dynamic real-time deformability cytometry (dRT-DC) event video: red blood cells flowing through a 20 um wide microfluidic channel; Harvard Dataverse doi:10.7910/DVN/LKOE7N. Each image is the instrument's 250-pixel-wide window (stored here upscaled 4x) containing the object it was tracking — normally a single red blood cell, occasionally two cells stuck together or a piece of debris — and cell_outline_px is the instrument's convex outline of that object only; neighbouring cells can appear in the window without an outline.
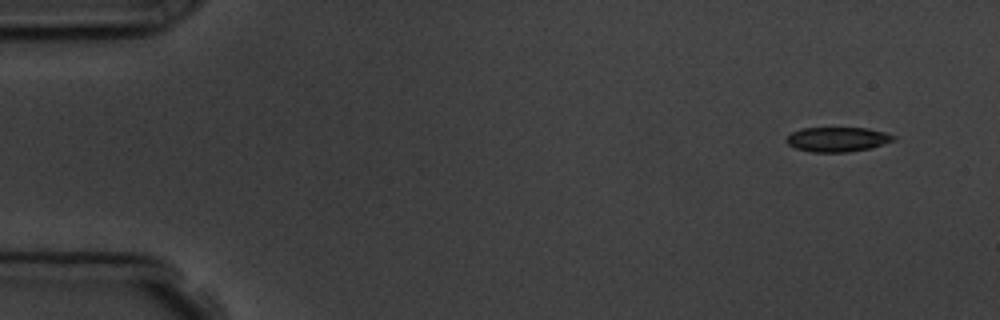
{"species": "common noctule bat (a hibernating species)", "species_latin": "Nyctalus noctula", "temperature_condition": "room temperature", "stored_images_in_passage": 6, "camera_frame_rate_fps": 3000, "um_per_image_px": 0.085, "animal": {"sex": "male", "body_mass_g": 19.5, "forearm_length_mm": 54.6}, "frame": {"image": 1, "passage_image": 1, "time_ms": 0.0, "image_size_px": [1000, 320], "cell_outline_px": [[896, 140], [872, 148], [848, 152], [812, 152], [796, 148], [788, 144], [784, 140], [792, 132], [800, 128], [868, 128], [884, 132], [896, 136]], "centroid_in_image_um": [71.2, 11.85], "position_along_channel_um": 13.8, "area_um2": 15.49}}
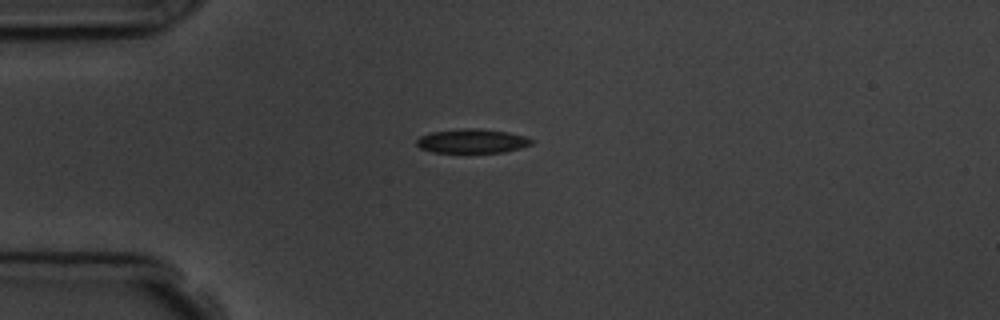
{"frame": {"image": 2, "passage_image": 4, "time_ms": 3.333, "image_size_px": [1000, 320], "cell_outline_px": [[536, 140], [532, 144], [520, 148], [504, 152], [432, 152], [420, 148], [416, 144], [416, 140], [420, 136], [432, 132], [464, 128], [476, 128], [508, 132], [524, 136]], "centroid_in_image_um": [40.14, 11.99], "position_along_channel_um": 44.9, "area_um2": 16.13}}
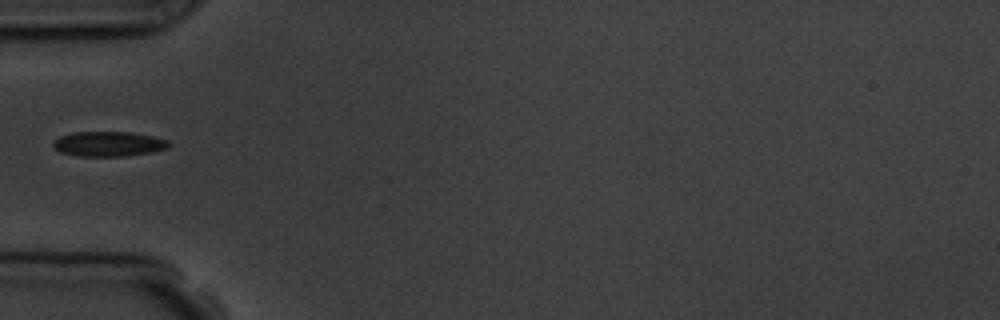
{"frame": {"image": 3, "passage_image": 5, "time_ms": 4.667, "image_size_px": [1000, 320], "cell_outline_px": [[172, 144], [168, 148], [148, 152], [124, 156], [80, 156], [60, 152], [52, 144], [52, 140], [60, 136], [72, 132], [132, 132], [152, 136], [168, 140]], "centroid_in_image_um": [9.21, 12.22], "position_along_channel_um": 75.8, "area_um2": 16.76}}